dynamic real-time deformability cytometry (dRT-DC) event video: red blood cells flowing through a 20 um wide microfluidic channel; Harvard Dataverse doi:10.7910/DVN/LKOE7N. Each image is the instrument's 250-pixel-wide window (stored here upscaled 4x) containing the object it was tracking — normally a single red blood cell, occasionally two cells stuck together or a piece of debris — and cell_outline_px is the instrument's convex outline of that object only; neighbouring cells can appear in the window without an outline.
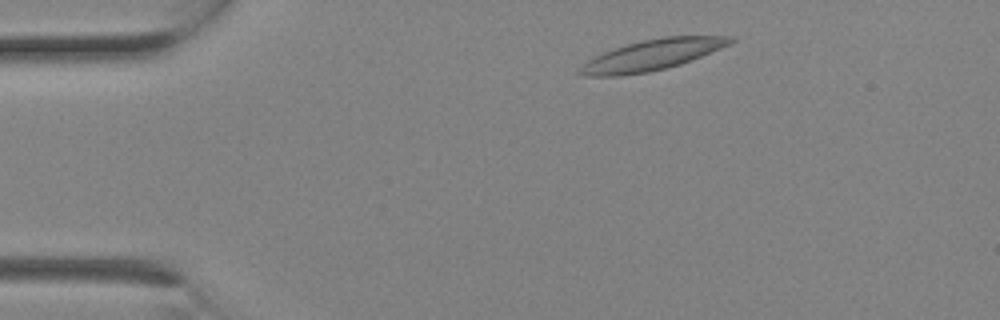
{"species": "Egyptian fruit bat (a non-hibernating species)", "species_latin": "Rousettus aegyptiacus", "temperature_condition": "room temperature", "stored_images_in_passage": 1, "camera_frame_rate_fps": 3000, "um_per_image_px": 0.085, "animal": {"sex": "female"}, "frame": {"image": 1, "passage_image": 1, "time_ms": 0.0, "image_size_px": [1000, 320], "cell_outline_px": [[736, 40], [720, 48], [692, 60], [668, 68], [648, 72], [620, 76], [584, 76], [576, 72], [576, 68], [580, 64], [604, 52], [640, 40], [664, 36], [732, 36]], "centroid_in_image_um": [55.37, 4.69], "position_along_channel_um": 29.6, "area_um2": 26.93}}